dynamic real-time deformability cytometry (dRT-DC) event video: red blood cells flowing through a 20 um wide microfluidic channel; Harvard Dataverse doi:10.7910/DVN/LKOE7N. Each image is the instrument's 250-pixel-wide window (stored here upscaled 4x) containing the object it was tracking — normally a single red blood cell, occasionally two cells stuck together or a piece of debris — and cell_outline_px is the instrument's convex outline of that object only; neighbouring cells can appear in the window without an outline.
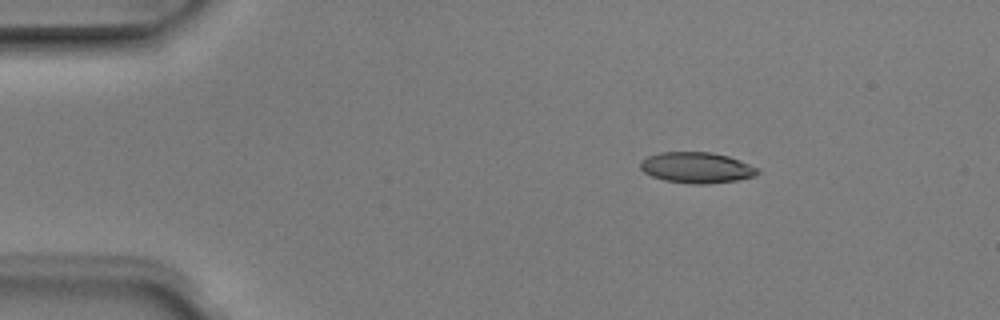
{"species": "Egyptian fruit bat (a non-hibernating species)", "species_latin": "Rousettus aegyptiacus", "temperature_condition": "room temperature", "stored_images_in_passage": 5, "camera_frame_rate_fps": 3000, "um_per_image_px": 0.085, "animal": {"sex": "male"}, "frame": {"image": 1, "passage_image": 3, "time_ms": 0.667, "image_size_px": [1000, 320], "cell_outline_px": [[760, 172], [752, 176], [736, 180], [708, 184], [692, 184], [664, 180], [652, 176], [644, 172], [640, 168], [640, 160], [648, 156], [660, 152], [712, 152], [728, 156], [740, 160], [760, 168]], "centroid_in_image_um": [59.21, 14.24], "position_along_channel_um": 25.8, "area_um2": 21.15}}
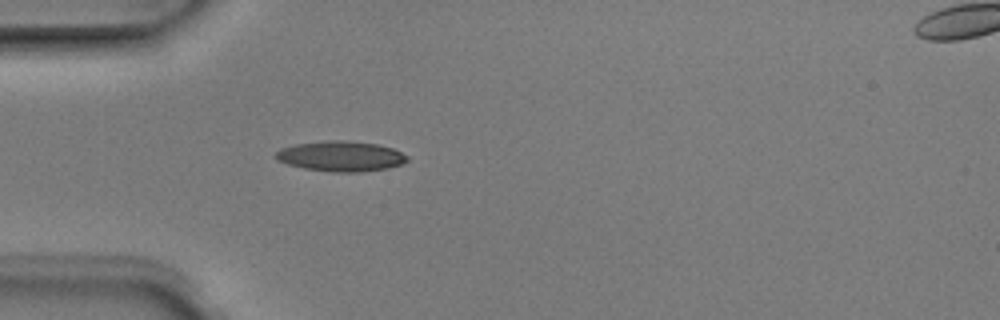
{"frame": {"image": 2, "passage_image": 5, "time_ms": 1.333, "image_size_px": [1000, 320], "cell_outline_px": [[408, 160], [400, 164], [388, 168], [360, 172], [332, 172], [304, 168], [288, 164], [276, 160], [276, 152], [280, 148], [296, 144], [328, 140], [344, 140], [376, 144], [392, 148], [408, 156]], "centroid_in_image_um": [28.96, 13.28], "position_along_channel_um": 56.0, "area_um2": 23.06}}